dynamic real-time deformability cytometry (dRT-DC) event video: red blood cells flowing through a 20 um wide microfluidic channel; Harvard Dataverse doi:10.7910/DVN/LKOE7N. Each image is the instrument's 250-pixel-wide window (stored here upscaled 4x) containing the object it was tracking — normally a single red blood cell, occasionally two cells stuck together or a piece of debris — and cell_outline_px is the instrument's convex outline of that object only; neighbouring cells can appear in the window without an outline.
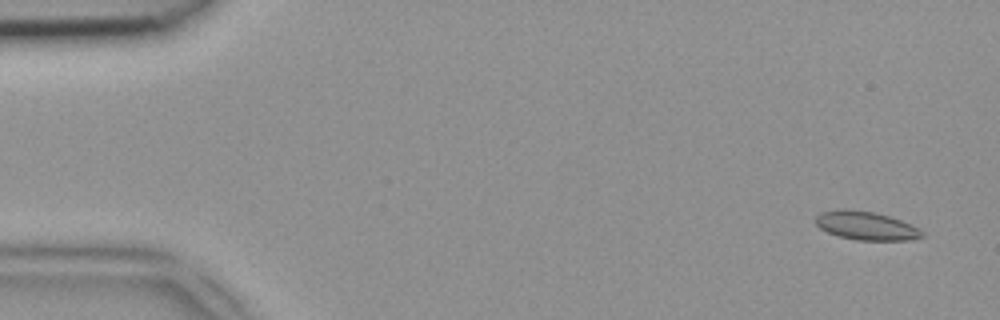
{"species": "common noctule bat (a hibernating species)", "species_latin": "Nyctalus noctula", "temperature_condition": "room temperature", "stored_images_in_passage": 49, "camera_frame_rate_fps": 3000, "um_per_image_px": 0.085, "animal": {"sex": "female", "body_mass_g": 18.4}, "frame": {"image": 1, "passage_image": 3, "time_ms": 0.667, "image_size_px": [1000, 320], "cell_outline_px": [[924, 236], [908, 240], [856, 240], [840, 236], [828, 232], [820, 228], [816, 224], [816, 216], [820, 212], [840, 208], [844, 208], [872, 212], [888, 216], [900, 220], [920, 228], [924, 232]], "centroid_in_image_um": [73.61, 19.18], "position_along_channel_um": 11.4, "area_um2": 17.63}}
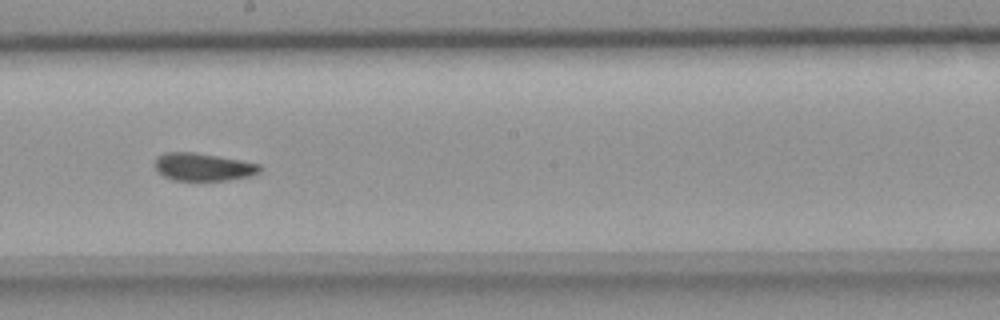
{"frame": {"image": 2, "passage_image": 28, "time_ms": 9.0, "image_size_px": [1000, 320], "cell_outline_px": [[260, 172], [248, 176], [228, 180], [172, 180], [164, 176], [156, 168], [156, 156], [164, 152], [192, 152], [240, 160], [260, 164]], "centroid_in_image_um": [17.25, 14.19], "position_along_channel_um": 231.0, "area_um2": 16.7}}
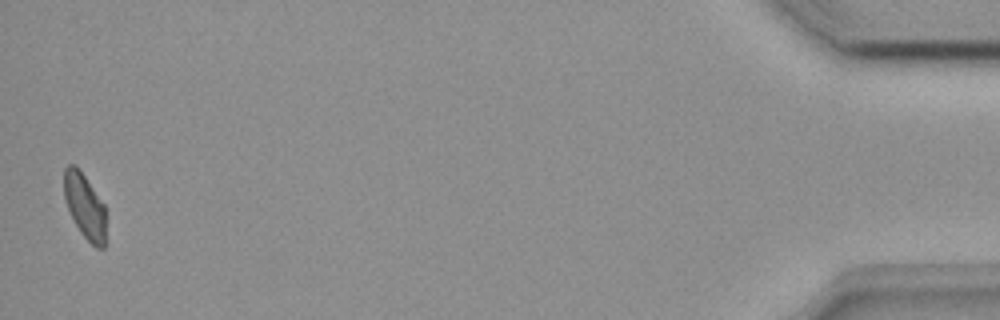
{"frame": {"image": 3, "passage_image": 49, "time_ms": 16.0, "image_size_px": [1000, 320], "cell_outline_px": [[104, 248], [96, 248], [80, 232], [68, 208], [64, 196], [64, 168], [68, 164], [76, 164], [104, 204]], "centroid_in_image_um": [7.18, 17.47], "position_along_channel_um": 428.0, "area_um2": 15.49}}